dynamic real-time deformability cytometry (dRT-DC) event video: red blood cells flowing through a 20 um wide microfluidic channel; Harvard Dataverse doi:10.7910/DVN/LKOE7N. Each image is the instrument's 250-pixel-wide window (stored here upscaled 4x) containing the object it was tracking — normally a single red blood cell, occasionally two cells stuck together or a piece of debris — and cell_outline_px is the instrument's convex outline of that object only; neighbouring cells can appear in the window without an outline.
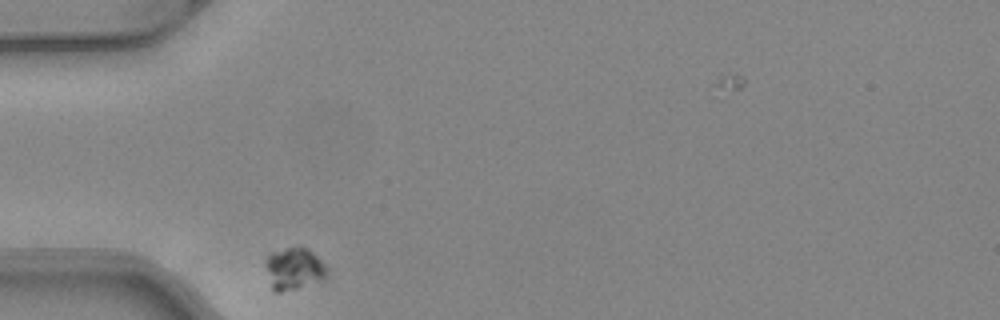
{"species": "common noctule bat (a hibernating species)", "species_latin": "Nyctalus noctula", "temperature_condition": "warm", "stored_images_in_passage": 30, "camera_frame_rate_fps": 3000, "um_per_image_px": 0.085, "animal": {"sex": "female", "body_mass_g": 24.6, "forearm_length_mm": 56.2}, "frame": {"image": 1, "passage_image": 1, "time_ms": 0.0, "image_size_px": [1000, 320], "cell_outline_px": [[328, 276], [324, 280], [296, 288], [280, 292], [272, 292], [264, 264], [264, 260], [268, 252], [288, 248], [308, 248], [328, 268]], "centroid_in_image_um": [24.95, 22.85], "position_along_channel_um": 60.0, "area_um2": 15.32}}
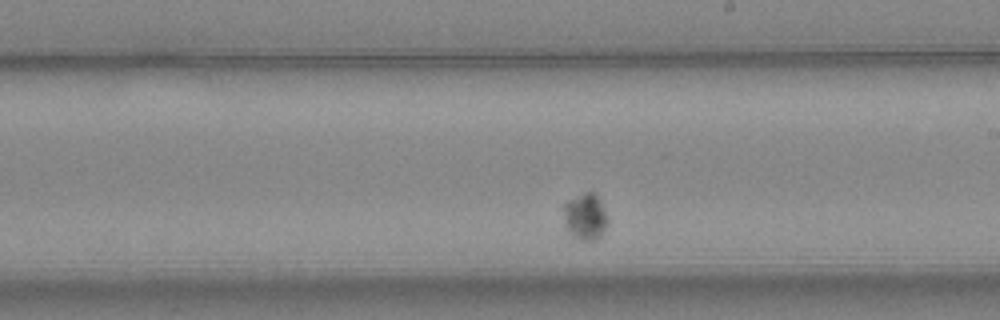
{"frame": {"image": 2, "passage_image": 18, "time_ms": 5.667, "image_size_px": [1000, 320], "cell_outline_px": [[608, 224], [600, 236], [596, 240], [580, 240], [572, 236], [564, 228], [560, 204], [584, 192], [592, 192], [600, 200], [608, 216]], "centroid_in_image_um": [49.68, 18.42], "position_along_channel_um": 239.3, "area_um2": 12.54}}
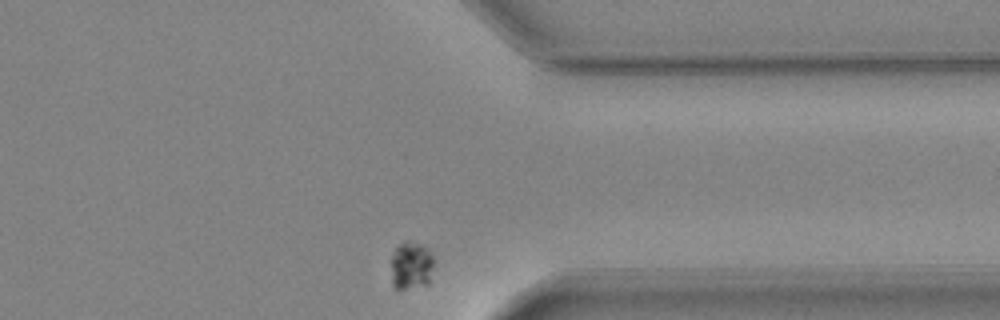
{"frame": {"image": 3, "passage_image": 30, "time_ms": 9.667, "image_size_px": [1000, 320], "cell_outline_px": [[432, 268], [428, 284], [404, 288], [396, 288], [392, 284], [392, 256], [396, 248], [404, 240], [408, 240], [420, 244], [428, 248], [432, 256]], "centroid_in_image_um": [34.95, 22.54], "position_along_channel_um": 376.5, "area_um2": 11.68}, "authors_computed_cell_mechanics": {"area_um2": 14.3922, "velocity_mm_per_s": 3.3771, "shape_relaxation_time_tau1_ms": 0.3632, "shape_relaxation_time_tau2_ms": null, "deformation_change_tau1": 0.0366, "deformation_change_tau2": null}}